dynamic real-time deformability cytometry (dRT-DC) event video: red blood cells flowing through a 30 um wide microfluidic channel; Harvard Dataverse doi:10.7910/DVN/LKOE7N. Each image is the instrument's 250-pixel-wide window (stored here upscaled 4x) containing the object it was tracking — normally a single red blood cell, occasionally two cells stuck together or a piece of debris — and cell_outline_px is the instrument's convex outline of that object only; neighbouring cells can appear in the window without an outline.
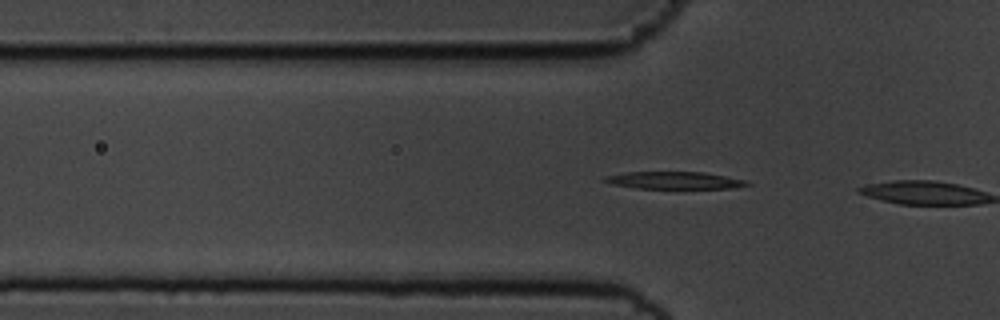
{"species": "common noctule bat (a hibernating species)", "species_latin": "Nyctalus noctula", "temperature_condition": "cold", "stored_images_in_passage": 7, "camera_frame_rate_fps": 3000, "um_per_image_px": 0.085, "animal": {"sex": "male", "body_mass_g": 19.5, "forearm_length_mm": 54.6}, "frame": {"image": 1, "passage_image": 6, "time_ms": 1.667, "image_size_px": [1000, 320], "cell_outline_px": [[752, 184], [732, 188], [636, 188], [612, 184], [600, 180], [604, 176], [628, 172], [704, 172], [744, 180]], "centroid_in_image_um": [57.26, 15.33], "position_along_channel_um": 68.5, "area_um2": 14.16}}